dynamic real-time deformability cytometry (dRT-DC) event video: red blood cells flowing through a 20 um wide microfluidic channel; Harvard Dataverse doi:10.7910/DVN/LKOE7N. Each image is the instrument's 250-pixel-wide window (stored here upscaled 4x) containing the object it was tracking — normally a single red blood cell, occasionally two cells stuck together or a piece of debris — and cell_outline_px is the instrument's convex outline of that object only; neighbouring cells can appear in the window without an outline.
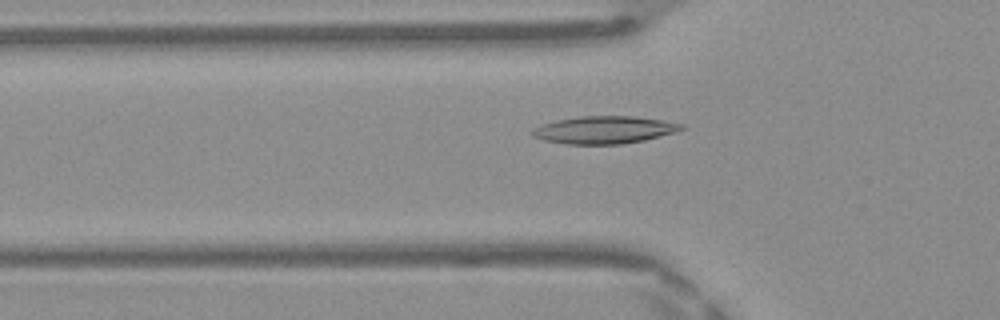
{"species": "Egyptian fruit bat (a non-hibernating species)", "species_latin": "Rousettus aegyptiacus", "temperature_condition": "warm", "stored_images_in_passage": 48, "camera_frame_rate_fps": 3000, "um_per_image_px": 0.085, "frame": {"image": 1, "passage_image": 16, "time_ms": 5.0, "image_size_px": [1000, 320], "cell_outline_px": [[684, 128], [676, 132], [644, 140], [620, 144], [564, 144], [544, 140], [532, 136], [532, 128], [540, 124], [556, 120], [580, 116], [636, 116], [684, 124]], "centroid_in_image_um": [51.33, 11.03], "position_along_channel_um": 74.5, "area_um2": 23.93}}
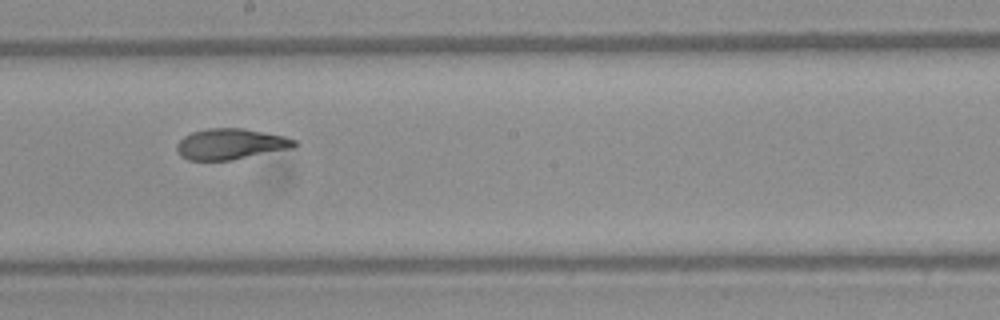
{"frame": {"image": 2, "passage_image": 27, "time_ms": 8.667, "image_size_px": [1000, 320], "cell_outline_px": [[300, 144], [292, 148], [232, 160], [188, 160], [180, 156], [176, 148], [176, 144], [184, 136], [192, 132], [208, 128], [244, 128], [284, 136], [296, 140]], "centroid_in_image_um": [19.61, 12.24], "position_along_channel_um": 228.6, "area_um2": 21.21}}
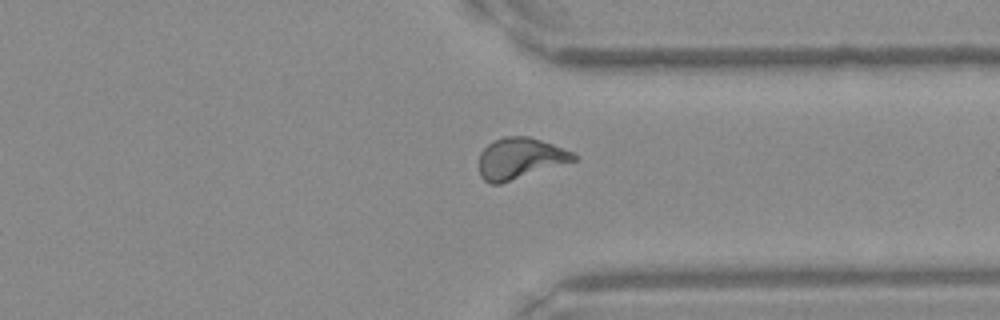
{"frame": {"image": 3, "passage_image": 37, "time_ms": 12.0, "image_size_px": [1000, 320], "cell_outline_px": [[576, 160], [500, 184], [488, 184], [480, 176], [480, 152], [492, 140], [504, 136], [528, 136], [552, 144], [572, 152], [576, 156]], "centroid_in_image_um": [44.15, 13.46], "position_along_channel_um": 367.2, "area_um2": 22.48}, "authors_computed_cell_mechanics": {"area_um2": 21.964, "velocity_mm_per_s": 4.1699, "shape_relaxation_time_tau1_ms": 7.7204, "shape_relaxation_time_tau2_ms": 1.8226, "deformation_change_tau1": 0.2359, "deformation_change_tau2": 0.0912}}